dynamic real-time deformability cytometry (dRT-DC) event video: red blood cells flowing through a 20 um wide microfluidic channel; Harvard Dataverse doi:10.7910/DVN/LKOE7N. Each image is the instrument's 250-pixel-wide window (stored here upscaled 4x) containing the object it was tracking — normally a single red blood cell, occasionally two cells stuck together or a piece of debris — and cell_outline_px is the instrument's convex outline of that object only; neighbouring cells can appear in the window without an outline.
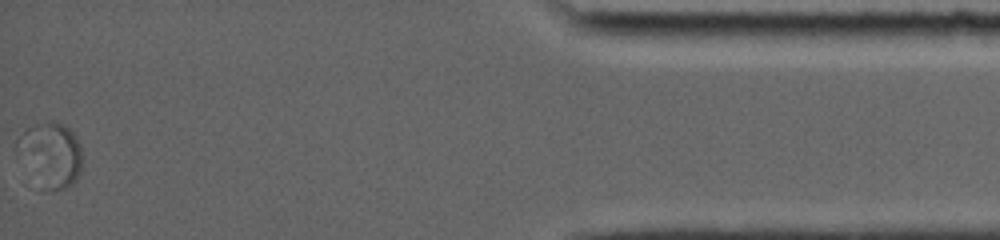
{"species": "common noctule bat (a hibernating species)", "species_latin": "Nyctalus noctula", "temperature_condition": "room temperature", "stored_images_in_passage": 81, "segment_of_instrument_passage": [2, 2], "camera_frame_rate_fps": 5000, "um_per_image_px": 0.085, "animal": {"sex": "female", "body_mass_g": 19.0, "forearm_length_mm": 56.7}, "frame": {"image": 1, "passage_image": 81, "time_ms": 16.2, "image_size_px": [1000, 240], "cell_outline_px": [[80, 172], [72, 184], [64, 188], [52, 188], [48, 124], [64, 124], [72, 132], [80, 144]], "centroid_in_image_um": [5.4, 13.25], "position_along_channel_um": 429.8, "area_um2": 12.14}}